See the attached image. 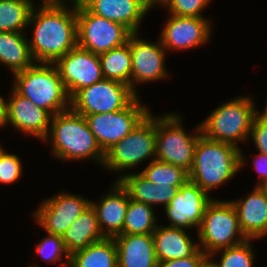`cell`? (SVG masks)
Returning <instances> with one entry per match:
<instances>
[{
  "instance_id": "6da1fadb",
  "label": "cell",
  "mask_w": 267,
  "mask_h": 267,
  "mask_svg": "<svg viewBox=\"0 0 267 267\" xmlns=\"http://www.w3.org/2000/svg\"><path fill=\"white\" fill-rule=\"evenodd\" d=\"M38 6L29 18V23H34L32 40L28 41L30 52L36 63H55L78 45L76 5L73 9L67 5Z\"/></svg>"
},
{
  "instance_id": "7a4b0ae2",
  "label": "cell",
  "mask_w": 267,
  "mask_h": 267,
  "mask_svg": "<svg viewBox=\"0 0 267 267\" xmlns=\"http://www.w3.org/2000/svg\"><path fill=\"white\" fill-rule=\"evenodd\" d=\"M244 164V155L238 146L211 140L202 134L196 143L188 179L208 193L233 178Z\"/></svg>"
},
{
  "instance_id": "3957f363",
  "label": "cell",
  "mask_w": 267,
  "mask_h": 267,
  "mask_svg": "<svg viewBox=\"0 0 267 267\" xmlns=\"http://www.w3.org/2000/svg\"><path fill=\"white\" fill-rule=\"evenodd\" d=\"M50 127L45 140L51 139L55 157L63 161L91 158L103 165L105 153L90 131L84 116L68 108L52 116Z\"/></svg>"
},
{
  "instance_id": "277c9868",
  "label": "cell",
  "mask_w": 267,
  "mask_h": 267,
  "mask_svg": "<svg viewBox=\"0 0 267 267\" xmlns=\"http://www.w3.org/2000/svg\"><path fill=\"white\" fill-rule=\"evenodd\" d=\"M38 64L35 62L25 70L15 73L13 89L52 116L67 110L70 96L57 67L54 63Z\"/></svg>"
},
{
  "instance_id": "5b68a950",
  "label": "cell",
  "mask_w": 267,
  "mask_h": 267,
  "mask_svg": "<svg viewBox=\"0 0 267 267\" xmlns=\"http://www.w3.org/2000/svg\"><path fill=\"white\" fill-rule=\"evenodd\" d=\"M258 114L250 97H238L217 107L200 124L202 134L211 140L238 146L250 135L251 124Z\"/></svg>"
},
{
  "instance_id": "8992f818",
  "label": "cell",
  "mask_w": 267,
  "mask_h": 267,
  "mask_svg": "<svg viewBox=\"0 0 267 267\" xmlns=\"http://www.w3.org/2000/svg\"><path fill=\"white\" fill-rule=\"evenodd\" d=\"M198 239L199 248L208 257L247 240L241 231L236 209L230 201L212 200L198 228Z\"/></svg>"
},
{
  "instance_id": "52a82bcc",
  "label": "cell",
  "mask_w": 267,
  "mask_h": 267,
  "mask_svg": "<svg viewBox=\"0 0 267 267\" xmlns=\"http://www.w3.org/2000/svg\"><path fill=\"white\" fill-rule=\"evenodd\" d=\"M180 121L181 116L177 113L157 117L155 159L182 167L189 172L194 161L196 143L202 132L198 125L195 135L186 134Z\"/></svg>"
},
{
  "instance_id": "ba28073f",
  "label": "cell",
  "mask_w": 267,
  "mask_h": 267,
  "mask_svg": "<svg viewBox=\"0 0 267 267\" xmlns=\"http://www.w3.org/2000/svg\"><path fill=\"white\" fill-rule=\"evenodd\" d=\"M156 158V117L149 113L126 137L105 152L104 167L123 171L137 166L148 157Z\"/></svg>"
},
{
  "instance_id": "9c48e42d",
  "label": "cell",
  "mask_w": 267,
  "mask_h": 267,
  "mask_svg": "<svg viewBox=\"0 0 267 267\" xmlns=\"http://www.w3.org/2000/svg\"><path fill=\"white\" fill-rule=\"evenodd\" d=\"M78 46L95 54L108 52L128 42L132 32L124 25L91 13L76 4Z\"/></svg>"
},
{
  "instance_id": "30bf717a",
  "label": "cell",
  "mask_w": 267,
  "mask_h": 267,
  "mask_svg": "<svg viewBox=\"0 0 267 267\" xmlns=\"http://www.w3.org/2000/svg\"><path fill=\"white\" fill-rule=\"evenodd\" d=\"M136 97L129 85L103 78L78 90L70 98V107L82 116L108 113L123 110Z\"/></svg>"
},
{
  "instance_id": "8fae6325",
  "label": "cell",
  "mask_w": 267,
  "mask_h": 267,
  "mask_svg": "<svg viewBox=\"0 0 267 267\" xmlns=\"http://www.w3.org/2000/svg\"><path fill=\"white\" fill-rule=\"evenodd\" d=\"M139 101V96H137L121 111L84 116L90 131L95 135L104 153L130 134L150 113Z\"/></svg>"
},
{
  "instance_id": "7c38bea8",
  "label": "cell",
  "mask_w": 267,
  "mask_h": 267,
  "mask_svg": "<svg viewBox=\"0 0 267 267\" xmlns=\"http://www.w3.org/2000/svg\"><path fill=\"white\" fill-rule=\"evenodd\" d=\"M54 64L70 98L78 90L103 79L99 55L78 45Z\"/></svg>"
},
{
  "instance_id": "4fadbf2b",
  "label": "cell",
  "mask_w": 267,
  "mask_h": 267,
  "mask_svg": "<svg viewBox=\"0 0 267 267\" xmlns=\"http://www.w3.org/2000/svg\"><path fill=\"white\" fill-rule=\"evenodd\" d=\"M90 204L88 199L62 192L43 201L34 216L47 233L62 236Z\"/></svg>"
},
{
  "instance_id": "5bb4252c",
  "label": "cell",
  "mask_w": 267,
  "mask_h": 267,
  "mask_svg": "<svg viewBox=\"0 0 267 267\" xmlns=\"http://www.w3.org/2000/svg\"><path fill=\"white\" fill-rule=\"evenodd\" d=\"M198 185L187 180L179 189V192L164 207L170 220V225L178 228H199L207 206L212 202Z\"/></svg>"
},
{
  "instance_id": "9a60e30c",
  "label": "cell",
  "mask_w": 267,
  "mask_h": 267,
  "mask_svg": "<svg viewBox=\"0 0 267 267\" xmlns=\"http://www.w3.org/2000/svg\"><path fill=\"white\" fill-rule=\"evenodd\" d=\"M138 33L130 35V52L132 58V91L138 96L135 90V83L151 82L167 77L164 65L166 49L159 39L158 44L141 40Z\"/></svg>"
},
{
  "instance_id": "2e32d148",
  "label": "cell",
  "mask_w": 267,
  "mask_h": 267,
  "mask_svg": "<svg viewBox=\"0 0 267 267\" xmlns=\"http://www.w3.org/2000/svg\"><path fill=\"white\" fill-rule=\"evenodd\" d=\"M162 29L160 41L166 50H183L208 42L211 24L204 17L176 16L171 14Z\"/></svg>"
},
{
  "instance_id": "e0dca14e",
  "label": "cell",
  "mask_w": 267,
  "mask_h": 267,
  "mask_svg": "<svg viewBox=\"0 0 267 267\" xmlns=\"http://www.w3.org/2000/svg\"><path fill=\"white\" fill-rule=\"evenodd\" d=\"M11 91V98L6 102V123H10L22 133L45 141L52 115L37 107L28 98L19 95L14 89Z\"/></svg>"
},
{
  "instance_id": "ac0fdd59",
  "label": "cell",
  "mask_w": 267,
  "mask_h": 267,
  "mask_svg": "<svg viewBox=\"0 0 267 267\" xmlns=\"http://www.w3.org/2000/svg\"><path fill=\"white\" fill-rule=\"evenodd\" d=\"M91 13L119 23L138 33L140 22L150 10L145 0H81Z\"/></svg>"
},
{
  "instance_id": "d6986e66",
  "label": "cell",
  "mask_w": 267,
  "mask_h": 267,
  "mask_svg": "<svg viewBox=\"0 0 267 267\" xmlns=\"http://www.w3.org/2000/svg\"><path fill=\"white\" fill-rule=\"evenodd\" d=\"M237 212L241 231L247 239H257L267 235V190L255 187L243 201H230Z\"/></svg>"
},
{
  "instance_id": "ffe728a7",
  "label": "cell",
  "mask_w": 267,
  "mask_h": 267,
  "mask_svg": "<svg viewBox=\"0 0 267 267\" xmlns=\"http://www.w3.org/2000/svg\"><path fill=\"white\" fill-rule=\"evenodd\" d=\"M109 192L102 197L98 204L96 201H93L91 205L97 213L103 235L107 238H114L119 234H123L129 194L119 181H116L114 187ZM104 226H106L105 229Z\"/></svg>"
},
{
  "instance_id": "44dd1931",
  "label": "cell",
  "mask_w": 267,
  "mask_h": 267,
  "mask_svg": "<svg viewBox=\"0 0 267 267\" xmlns=\"http://www.w3.org/2000/svg\"><path fill=\"white\" fill-rule=\"evenodd\" d=\"M118 267H158L152 234H119L114 237Z\"/></svg>"
},
{
  "instance_id": "7402d4cb",
  "label": "cell",
  "mask_w": 267,
  "mask_h": 267,
  "mask_svg": "<svg viewBox=\"0 0 267 267\" xmlns=\"http://www.w3.org/2000/svg\"><path fill=\"white\" fill-rule=\"evenodd\" d=\"M152 236L158 262L187 258L199 249V244L193 243L184 228L160 225Z\"/></svg>"
},
{
  "instance_id": "603a6c76",
  "label": "cell",
  "mask_w": 267,
  "mask_h": 267,
  "mask_svg": "<svg viewBox=\"0 0 267 267\" xmlns=\"http://www.w3.org/2000/svg\"><path fill=\"white\" fill-rule=\"evenodd\" d=\"M128 191L130 199L148 204H163L165 207L179 192L181 186L156 185L149 181L141 173L125 174L117 179Z\"/></svg>"
},
{
  "instance_id": "cb8c5ba5",
  "label": "cell",
  "mask_w": 267,
  "mask_h": 267,
  "mask_svg": "<svg viewBox=\"0 0 267 267\" xmlns=\"http://www.w3.org/2000/svg\"><path fill=\"white\" fill-rule=\"evenodd\" d=\"M105 238L99 226L97 213L91 204L62 235L69 255Z\"/></svg>"
},
{
  "instance_id": "d4e9b609",
  "label": "cell",
  "mask_w": 267,
  "mask_h": 267,
  "mask_svg": "<svg viewBox=\"0 0 267 267\" xmlns=\"http://www.w3.org/2000/svg\"><path fill=\"white\" fill-rule=\"evenodd\" d=\"M28 40L23 32H0V63L12 73L25 70L34 64Z\"/></svg>"
},
{
  "instance_id": "484cf974",
  "label": "cell",
  "mask_w": 267,
  "mask_h": 267,
  "mask_svg": "<svg viewBox=\"0 0 267 267\" xmlns=\"http://www.w3.org/2000/svg\"><path fill=\"white\" fill-rule=\"evenodd\" d=\"M69 267H118L115 239L106 237L75 251L70 255Z\"/></svg>"
},
{
  "instance_id": "4316f807",
  "label": "cell",
  "mask_w": 267,
  "mask_h": 267,
  "mask_svg": "<svg viewBox=\"0 0 267 267\" xmlns=\"http://www.w3.org/2000/svg\"><path fill=\"white\" fill-rule=\"evenodd\" d=\"M99 60L104 79L125 83L132 90L130 37L124 45L99 54Z\"/></svg>"
},
{
  "instance_id": "83f0119b",
  "label": "cell",
  "mask_w": 267,
  "mask_h": 267,
  "mask_svg": "<svg viewBox=\"0 0 267 267\" xmlns=\"http://www.w3.org/2000/svg\"><path fill=\"white\" fill-rule=\"evenodd\" d=\"M34 6L32 0H0V32H22Z\"/></svg>"
},
{
  "instance_id": "f1b7e54d",
  "label": "cell",
  "mask_w": 267,
  "mask_h": 267,
  "mask_svg": "<svg viewBox=\"0 0 267 267\" xmlns=\"http://www.w3.org/2000/svg\"><path fill=\"white\" fill-rule=\"evenodd\" d=\"M153 207L130 199L126 210L123 233L152 234L157 228Z\"/></svg>"
},
{
  "instance_id": "f546056e",
  "label": "cell",
  "mask_w": 267,
  "mask_h": 267,
  "mask_svg": "<svg viewBox=\"0 0 267 267\" xmlns=\"http://www.w3.org/2000/svg\"><path fill=\"white\" fill-rule=\"evenodd\" d=\"M149 181L156 185L182 186L188 179V172L182 167L169 163L152 160L147 167L140 172Z\"/></svg>"
},
{
  "instance_id": "4dcf8cb0",
  "label": "cell",
  "mask_w": 267,
  "mask_h": 267,
  "mask_svg": "<svg viewBox=\"0 0 267 267\" xmlns=\"http://www.w3.org/2000/svg\"><path fill=\"white\" fill-rule=\"evenodd\" d=\"M251 239L243 243L221 249L223 251L220 261H213L215 267H253L254 254L251 250Z\"/></svg>"
},
{
  "instance_id": "1f68e13d",
  "label": "cell",
  "mask_w": 267,
  "mask_h": 267,
  "mask_svg": "<svg viewBox=\"0 0 267 267\" xmlns=\"http://www.w3.org/2000/svg\"><path fill=\"white\" fill-rule=\"evenodd\" d=\"M43 239L38 245H36V252L46 260V262L56 263L59 260V263L62 260V254L64 253V258L67 262H61V265L68 266L70 265V255L66 251L62 236L49 234ZM50 247V248H49ZM68 264V265H67Z\"/></svg>"
},
{
  "instance_id": "d6a6232c",
  "label": "cell",
  "mask_w": 267,
  "mask_h": 267,
  "mask_svg": "<svg viewBox=\"0 0 267 267\" xmlns=\"http://www.w3.org/2000/svg\"><path fill=\"white\" fill-rule=\"evenodd\" d=\"M211 0H166L170 14L176 16L204 17L201 12L206 8Z\"/></svg>"
},
{
  "instance_id": "836d02e7",
  "label": "cell",
  "mask_w": 267,
  "mask_h": 267,
  "mask_svg": "<svg viewBox=\"0 0 267 267\" xmlns=\"http://www.w3.org/2000/svg\"><path fill=\"white\" fill-rule=\"evenodd\" d=\"M22 165L17 155L3 151L0 155V182L10 184L19 179Z\"/></svg>"
},
{
  "instance_id": "e575fe53",
  "label": "cell",
  "mask_w": 267,
  "mask_h": 267,
  "mask_svg": "<svg viewBox=\"0 0 267 267\" xmlns=\"http://www.w3.org/2000/svg\"><path fill=\"white\" fill-rule=\"evenodd\" d=\"M250 134L259 152L267 155V120L257 114L252 121Z\"/></svg>"
},
{
  "instance_id": "d590c367",
  "label": "cell",
  "mask_w": 267,
  "mask_h": 267,
  "mask_svg": "<svg viewBox=\"0 0 267 267\" xmlns=\"http://www.w3.org/2000/svg\"><path fill=\"white\" fill-rule=\"evenodd\" d=\"M208 256L199 248L192 256L187 258L171 259L158 262V267H199Z\"/></svg>"
},
{
  "instance_id": "8d00e7d4",
  "label": "cell",
  "mask_w": 267,
  "mask_h": 267,
  "mask_svg": "<svg viewBox=\"0 0 267 267\" xmlns=\"http://www.w3.org/2000/svg\"><path fill=\"white\" fill-rule=\"evenodd\" d=\"M255 158L258 159L253 161V166L256 172L261 176L257 187H265L267 186V155L259 152Z\"/></svg>"
},
{
  "instance_id": "74e56055",
  "label": "cell",
  "mask_w": 267,
  "mask_h": 267,
  "mask_svg": "<svg viewBox=\"0 0 267 267\" xmlns=\"http://www.w3.org/2000/svg\"><path fill=\"white\" fill-rule=\"evenodd\" d=\"M6 125V101L0 96V127Z\"/></svg>"
},
{
  "instance_id": "f35d334b",
  "label": "cell",
  "mask_w": 267,
  "mask_h": 267,
  "mask_svg": "<svg viewBox=\"0 0 267 267\" xmlns=\"http://www.w3.org/2000/svg\"><path fill=\"white\" fill-rule=\"evenodd\" d=\"M64 1H69V0H42L41 5H64L65 4ZM70 1L73 2V5H76L81 0H70Z\"/></svg>"
},
{
  "instance_id": "ab89813d",
  "label": "cell",
  "mask_w": 267,
  "mask_h": 267,
  "mask_svg": "<svg viewBox=\"0 0 267 267\" xmlns=\"http://www.w3.org/2000/svg\"><path fill=\"white\" fill-rule=\"evenodd\" d=\"M210 257H207L200 265L199 267H215L213 264V261H210Z\"/></svg>"
},
{
  "instance_id": "60d3db41",
  "label": "cell",
  "mask_w": 267,
  "mask_h": 267,
  "mask_svg": "<svg viewBox=\"0 0 267 267\" xmlns=\"http://www.w3.org/2000/svg\"><path fill=\"white\" fill-rule=\"evenodd\" d=\"M147 4L152 8L156 4H163L166 0H145Z\"/></svg>"
},
{
  "instance_id": "b9f144b4",
  "label": "cell",
  "mask_w": 267,
  "mask_h": 267,
  "mask_svg": "<svg viewBox=\"0 0 267 267\" xmlns=\"http://www.w3.org/2000/svg\"><path fill=\"white\" fill-rule=\"evenodd\" d=\"M262 118L267 120V106L265 107V110L261 113H258Z\"/></svg>"
},
{
  "instance_id": "7bdbcfd3",
  "label": "cell",
  "mask_w": 267,
  "mask_h": 267,
  "mask_svg": "<svg viewBox=\"0 0 267 267\" xmlns=\"http://www.w3.org/2000/svg\"><path fill=\"white\" fill-rule=\"evenodd\" d=\"M3 151H4L3 148L0 146V155H1V153H2Z\"/></svg>"
}]
</instances>
